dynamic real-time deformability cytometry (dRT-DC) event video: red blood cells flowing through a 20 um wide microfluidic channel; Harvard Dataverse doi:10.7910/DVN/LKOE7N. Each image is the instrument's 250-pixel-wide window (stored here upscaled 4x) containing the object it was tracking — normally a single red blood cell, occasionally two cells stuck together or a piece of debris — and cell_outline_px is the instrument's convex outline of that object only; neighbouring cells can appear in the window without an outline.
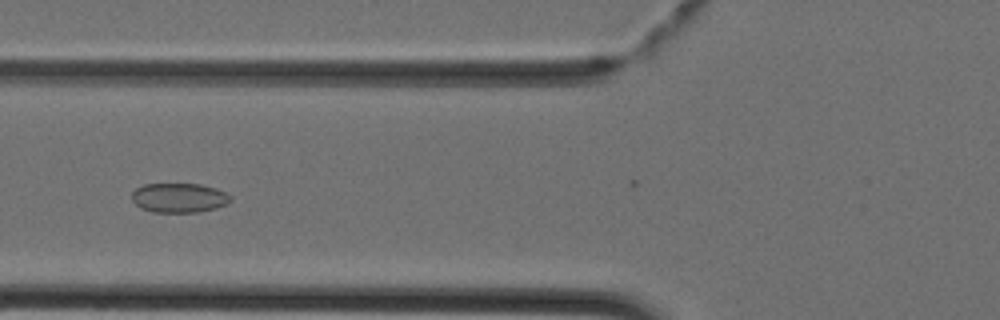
{"species": "Egyptian fruit bat (a non-hibernating species)", "species_latin": "Rousettus aegyptiacus", "temperature_condition": "cold", "stored_images_in_passage": 18, "camera_frame_rate_fps": 3000, "um_per_image_px": 0.085, "animal": {"sex": "female"}, "frame": {"image": 1, "passage_image": 17, "time_ms": 5.333, "image_size_px": [1000, 320], "cell_outline_px": [[232, 200], [228, 204], [216, 208], [196, 212], [152, 212], [140, 208], [132, 200], [132, 192], [136, 188], [144, 184], [200, 184], [216, 188], [232, 196]], "centroid_in_image_um": [15.23, 16.81], "position_along_channel_um": 110.6, "area_um2": 17.05}}